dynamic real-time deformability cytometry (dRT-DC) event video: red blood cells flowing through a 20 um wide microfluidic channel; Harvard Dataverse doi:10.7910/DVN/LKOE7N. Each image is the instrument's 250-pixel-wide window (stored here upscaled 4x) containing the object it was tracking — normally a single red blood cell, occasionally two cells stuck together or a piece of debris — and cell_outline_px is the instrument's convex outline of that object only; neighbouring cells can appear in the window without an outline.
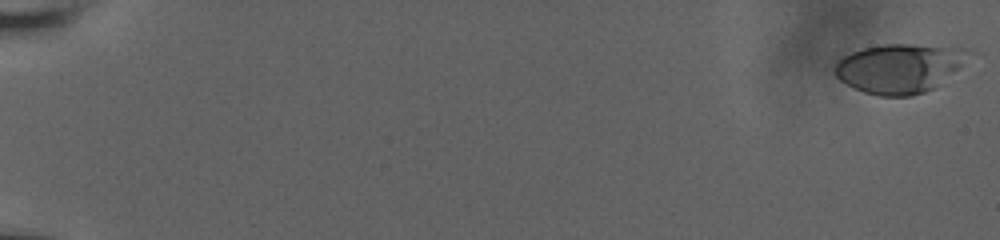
{"species": "human", "species_latin": "Homo sapiens", "temperature_condition": "room temperature", "stored_images_in_passage": 23, "camera_frame_rate_fps": 3000, "um_per_image_px": 0.085, "donor": {"sex": "male"}, "frame": {"image": 1, "passage_image": 1, "time_ms": 0.0, "image_size_px": [1000, 240], "cell_outline_px": [[980, 52], [936, 88], [912, 96], [880, 96], [864, 92], [840, 80], [836, 76], [836, 64], [844, 56], [852, 52], [864, 48], [884, 44], [908, 44], [968, 48]], "centroid_in_image_um": [76.62, 5.79], "position_along_channel_um": 8.4, "area_um2": 38.96}}
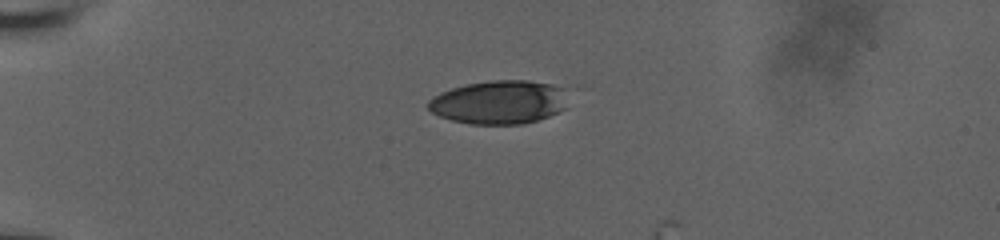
{"frame": {"image": 2, "passage_image": 17, "time_ms": 5.333, "image_size_px": [1000, 240], "cell_outline_px": [[564, 108], [548, 116], [524, 124], [468, 124], [452, 120], [440, 116], [432, 112], [428, 108], [428, 100], [432, 96], [440, 92], [452, 88], [468, 84], [488, 80], [528, 80], [552, 84], [564, 88]], "centroid_in_image_um": [42.38, 8.68], "position_along_channel_um": 42.6, "area_um2": 35.37}}